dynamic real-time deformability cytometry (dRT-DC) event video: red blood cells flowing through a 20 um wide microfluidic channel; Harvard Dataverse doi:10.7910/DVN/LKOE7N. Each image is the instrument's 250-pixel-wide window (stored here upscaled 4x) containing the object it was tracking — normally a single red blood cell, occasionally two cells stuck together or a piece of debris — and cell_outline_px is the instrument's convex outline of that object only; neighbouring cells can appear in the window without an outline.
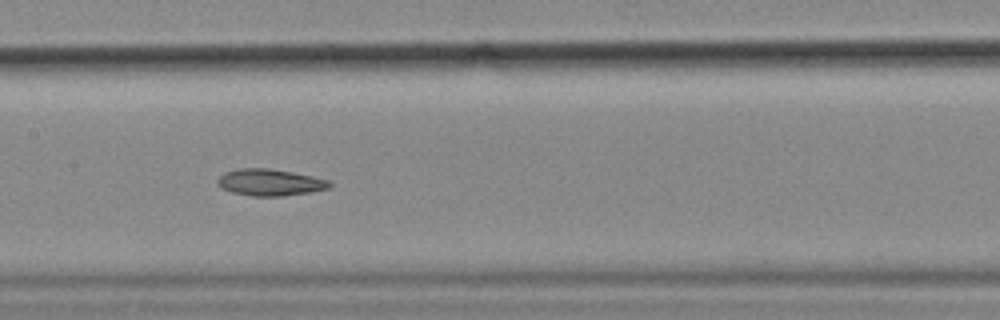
{"species": "common noctule bat (a hibernating species)", "species_latin": "Nyctalus noctula", "temperature_condition": "cold", "stored_images_in_passage": 38, "camera_frame_rate_fps": 3000, "um_per_image_px": 0.085, "animal": {"sex": "female", "body_mass_g": 18.4}, "frame": {"image": 1, "passage_image": 17, "time_ms": 5.333, "image_size_px": [1000, 320], "cell_outline_px": [[332, 184], [328, 188], [312, 192], [280, 196], [252, 196], [232, 192], [220, 188], [216, 184], [216, 180], [224, 172], [240, 168], [268, 168], [292, 172], [332, 180]], "centroid_in_image_um": [22.94, 15.5], "position_along_channel_um": 184.5, "area_um2": 17.57}}